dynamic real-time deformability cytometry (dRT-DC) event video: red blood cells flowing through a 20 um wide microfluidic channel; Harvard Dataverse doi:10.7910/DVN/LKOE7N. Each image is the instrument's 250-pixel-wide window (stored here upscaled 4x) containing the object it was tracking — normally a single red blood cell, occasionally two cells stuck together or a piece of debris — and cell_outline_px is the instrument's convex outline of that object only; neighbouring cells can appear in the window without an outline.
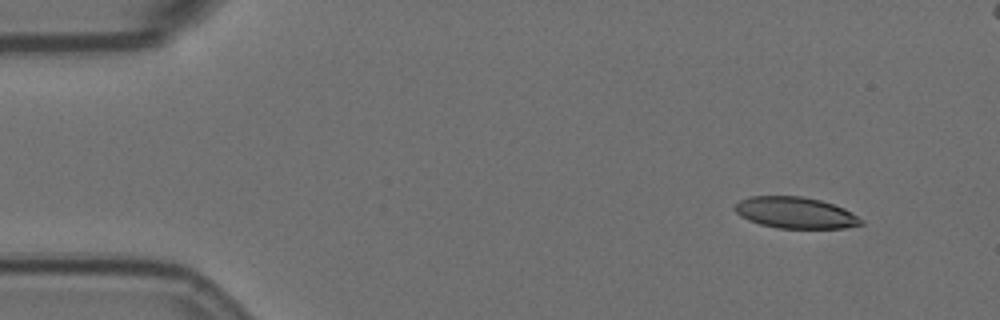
{"species": "Egyptian fruit bat (a non-hibernating species)", "species_latin": "Rousettus aegyptiacus", "temperature_condition": "room temperature", "stored_images_in_passage": 52, "camera_frame_rate_fps": 3000, "um_per_image_px": 0.085, "animal": {"sex": "female"}, "frame": {"image": 1, "passage_image": 1, "time_ms": 0.0, "image_size_px": [1000, 320], "cell_outline_px": [[864, 224], [844, 228], [776, 228], [760, 224], [748, 220], [740, 216], [732, 208], [740, 200], [748, 196], [800, 196], [820, 200], [844, 208], [852, 212], [864, 220]], "centroid_in_image_um": [67.6, 18.08], "position_along_channel_um": 17.4, "area_um2": 23.18}}
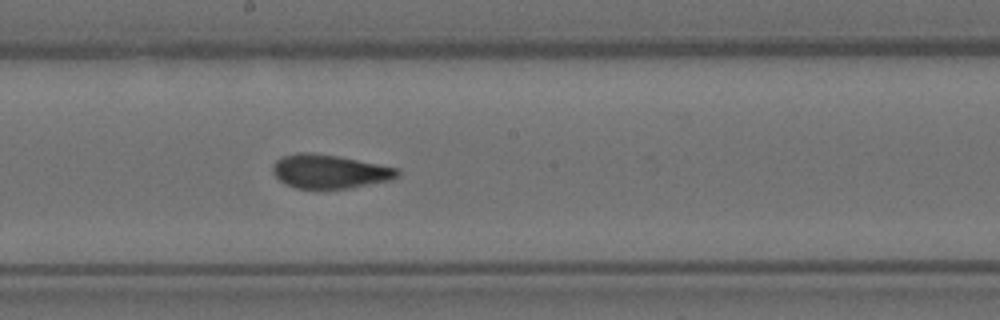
{"frame": {"image": 2, "passage_image": 26, "time_ms": 8.333, "image_size_px": [1000, 320], "cell_outline_px": [[400, 176], [392, 180], [348, 188], [296, 188], [284, 184], [272, 172], [272, 168], [276, 160], [284, 156], [300, 152], [312, 152], [336, 156], [400, 168]], "centroid_in_image_um": [28.04, 14.57], "position_along_channel_um": 220.2, "area_um2": 24.51}}
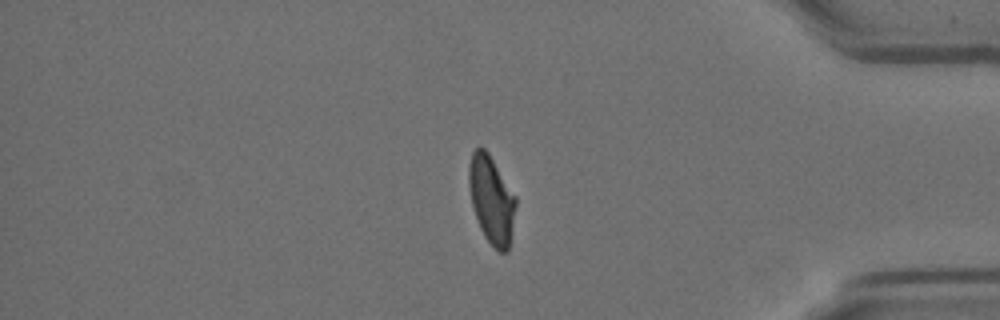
{"frame": {"image": 3, "passage_image": 43, "time_ms": 14.0, "image_size_px": [1000, 320], "cell_outline_px": [[516, 204], [508, 252], [500, 252], [484, 236], [480, 228], [472, 204], [468, 184], [468, 168], [472, 152], [476, 148], [484, 148], [488, 152], [516, 196]], "centroid_in_image_um": [41.77, 16.95], "position_along_channel_um": 393.4, "area_um2": 23.7}, "authors_computed_cell_mechanics": {"area_um2": 24.5939, "velocity_mm_per_s": 3.5591, "shape_relaxation_time_tau1_ms": 6.8012, "shape_relaxation_time_tau2_ms": 1.5585, "deformation_change_tau1": 0.1864, "deformation_change_tau2": 0.0908}}